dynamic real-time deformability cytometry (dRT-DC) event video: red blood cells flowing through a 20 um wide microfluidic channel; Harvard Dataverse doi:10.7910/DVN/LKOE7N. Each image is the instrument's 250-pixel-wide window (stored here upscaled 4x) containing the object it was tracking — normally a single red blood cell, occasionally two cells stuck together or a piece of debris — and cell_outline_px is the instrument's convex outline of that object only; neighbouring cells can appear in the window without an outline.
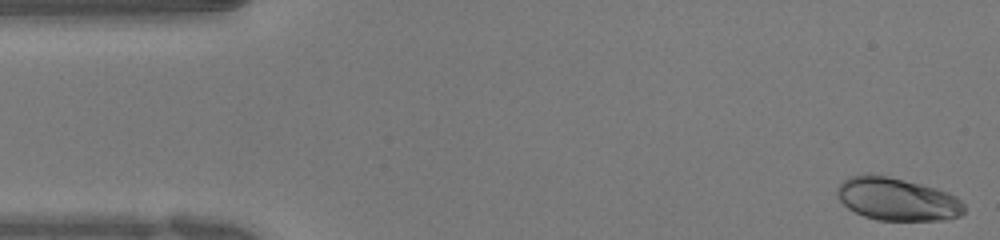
{"species": "human", "species_latin": "Homo sapiens", "temperature_condition": "warm", "stored_images_in_passage": 50, "camera_frame_rate_fps": 3000, "um_per_image_px": 0.085, "donor": {"sex": "female"}, "frame": {"image": 1, "passage_image": 1, "time_ms": 0.0, "image_size_px": [1000, 240], "cell_outline_px": [[964, 212], [960, 216], [944, 220], [876, 220], [864, 216], [848, 208], [840, 200], [836, 192], [836, 188], [848, 176], [888, 176], [936, 188], [948, 192], [956, 196], [964, 204]], "centroid_in_image_um": [76.28, 16.95], "position_along_channel_um": 8.7, "area_um2": 31.33}}
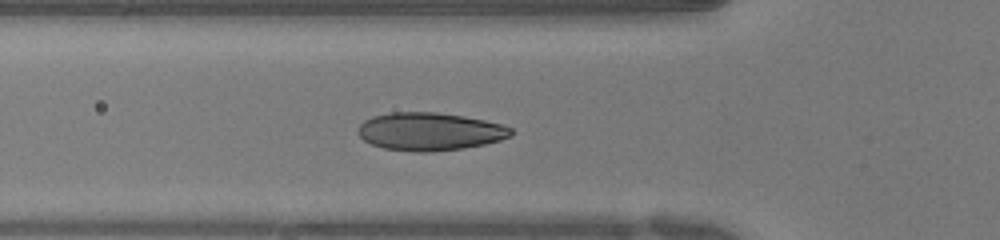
{"frame": {"image": 2, "passage_image": 16, "time_ms": 5.0, "image_size_px": [1000, 240], "cell_outline_px": [[512, 136], [500, 140], [484, 144], [464, 148], [432, 152], [416, 152], [384, 148], [372, 144], [364, 140], [356, 132], [356, 128], [364, 120], [372, 116], [392, 112], [436, 112], [464, 116], [484, 120], [500, 124], [512, 128]], "centroid_in_image_um": [36.5, 11.18], "position_along_channel_um": 89.3, "area_um2": 33.93}}
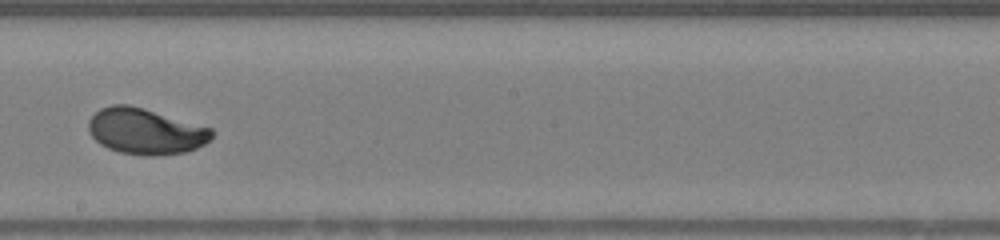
{"frame": {"image": 3, "passage_image": 27, "time_ms": 8.667, "image_size_px": [1000, 240], "cell_outline_px": [[212, 136], [204, 144], [188, 152], [152, 156], [148, 156], [120, 152], [108, 148], [100, 144], [88, 132], [88, 120], [100, 108], [112, 104], [128, 104], [144, 108], [212, 128]], "centroid_in_image_um": [12.35, 11.16], "position_along_channel_um": 235.9, "area_um2": 33.0}, "authors_computed_cell_mechanics": {"area_um2": 32.1368, "velocity_mm_per_s": 3.988, "shape_relaxation_time_tau1_ms": 2.5377, "shape_relaxation_time_tau2_ms": null, "deformation_change_tau1": 0.1412, "deformation_change_tau2": null}}